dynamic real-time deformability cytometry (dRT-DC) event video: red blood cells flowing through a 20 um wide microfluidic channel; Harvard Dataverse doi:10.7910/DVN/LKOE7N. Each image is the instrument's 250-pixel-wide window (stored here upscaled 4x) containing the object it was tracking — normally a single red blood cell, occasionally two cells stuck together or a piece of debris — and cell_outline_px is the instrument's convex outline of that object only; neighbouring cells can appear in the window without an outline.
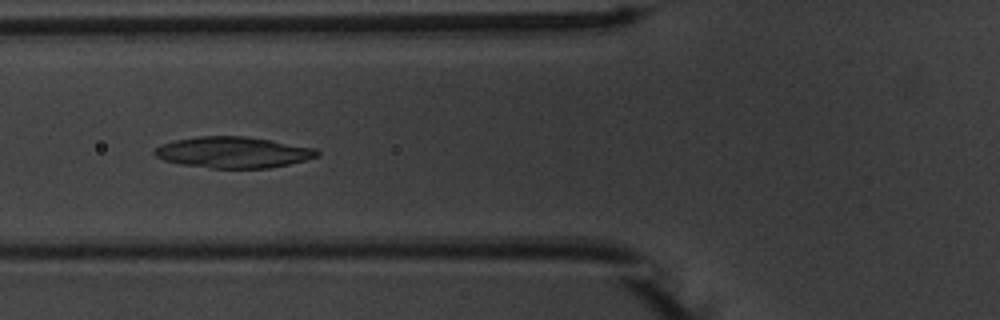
{"species": "common noctule bat (a hibernating species)", "species_latin": "Nyctalus noctula", "temperature_condition": "warm", "stored_images_in_passage": 51, "camera_frame_rate_fps": 3000, "um_per_image_px": 0.085, "animal": {"sex": "male", "body_mass_g": 20.1, "forearm_length_mm": 53.5}, "frame": {"image": 1, "passage_image": 18, "time_ms": 5.667, "image_size_px": [1000, 320], "cell_outline_px": [[320, 156], [288, 164], [268, 168], [212, 168], [180, 164], [164, 160], [156, 156], [152, 152], [160, 144], [172, 140], [196, 136], [244, 136], [272, 140], [316, 148], [320, 152]], "centroid_in_image_um": [19.8, 12.94], "position_along_channel_um": 106.0, "area_um2": 29.65}}
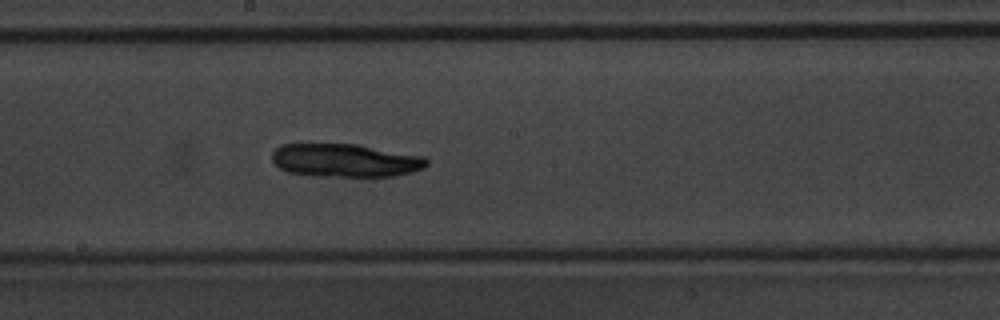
{"frame": {"image": 2, "passage_image": 27, "time_ms": 8.667, "image_size_px": [1000, 320], "cell_outline_px": [[428, 164], [424, 168], [412, 172], [396, 176], [316, 176], [288, 172], [280, 168], [272, 160], [272, 152], [280, 144], [300, 140], [356, 144], [424, 156], [428, 160]], "centroid_in_image_um": [29.25, 13.58], "position_along_channel_um": 218.9, "area_um2": 31.1}}
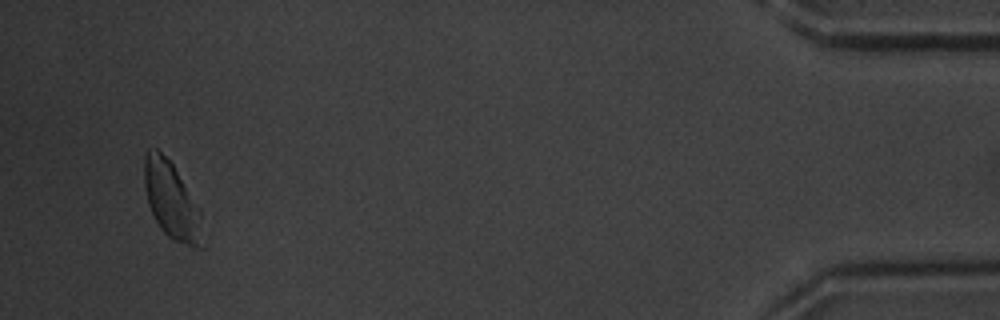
{"frame": {"image": 3, "passage_image": 49, "time_ms": 16.0, "image_size_px": [1000, 320], "cell_outline_px": [[208, 244], [204, 248], [192, 248], [172, 240], [160, 228], [148, 204], [144, 184], [144, 156], [148, 148], [156, 148], [172, 164], [200, 208]], "centroid_in_image_um": [14.66, 17.17], "position_along_channel_um": 420.5, "area_um2": 26.82}}